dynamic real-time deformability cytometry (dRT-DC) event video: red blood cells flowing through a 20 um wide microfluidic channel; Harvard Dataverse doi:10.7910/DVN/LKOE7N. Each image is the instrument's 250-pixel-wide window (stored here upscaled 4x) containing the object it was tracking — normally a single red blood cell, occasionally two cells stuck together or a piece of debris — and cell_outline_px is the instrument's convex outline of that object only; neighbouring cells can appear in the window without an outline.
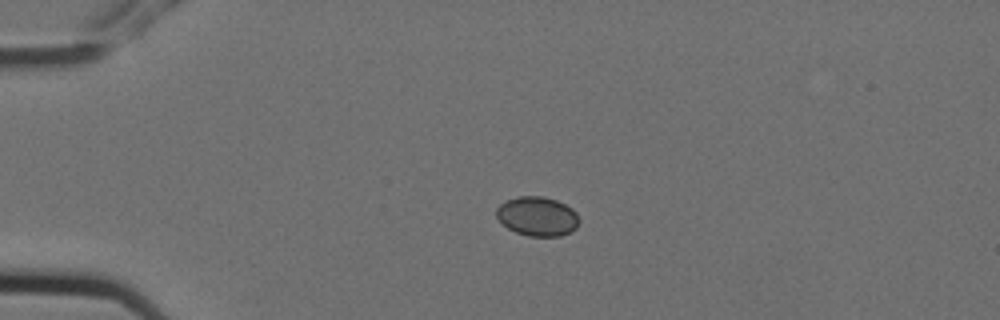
{"species": "Egyptian fruit bat (a non-hibernating species)", "species_latin": "Rousettus aegyptiacus", "temperature_condition": "cold", "stored_images_in_passage": 4, "camera_frame_rate_fps": 3000, "um_per_image_px": 0.085, "animal": {"sex": "female"}, "frame": {"image": 1, "passage_image": 3, "time_ms": 0.667, "image_size_px": [1000, 320], "cell_outline_px": [[580, 220], [576, 228], [572, 232], [560, 236], [528, 236], [516, 232], [508, 228], [496, 216], [496, 208], [504, 200], [520, 196], [544, 196], [556, 200], [572, 208], [576, 212]], "centroid_in_image_um": [45.69, 18.38], "position_along_channel_um": 39.3, "area_um2": 19.07}}